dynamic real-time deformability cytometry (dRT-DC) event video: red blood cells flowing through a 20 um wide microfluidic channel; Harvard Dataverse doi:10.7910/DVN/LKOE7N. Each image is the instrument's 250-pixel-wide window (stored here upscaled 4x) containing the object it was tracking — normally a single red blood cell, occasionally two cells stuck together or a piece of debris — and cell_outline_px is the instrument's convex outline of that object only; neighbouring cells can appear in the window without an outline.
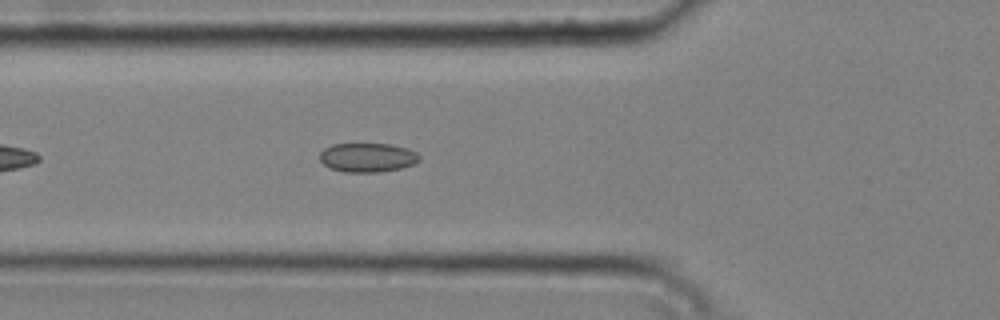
{"species": "common noctule bat (a hibernating species)", "species_latin": "Nyctalus noctula", "temperature_condition": "cold", "stored_images_in_passage": 39, "camera_frame_rate_fps": 3000, "um_per_image_px": 0.085, "animal": {"sex": "male", "body_mass_g": 20.4}, "frame": {"image": 1, "passage_image": 7, "time_ms": 2.0, "image_size_px": [1000, 320], "cell_outline_px": [[420, 160], [412, 164], [400, 168], [380, 172], [344, 172], [332, 168], [324, 164], [320, 160], [320, 152], [324, 148], [332, 144], [388, 144], [408, 148], [416, 152], [420, 156]], "centroid_in_image_um": [31.24, 13.38], "position_along_channel_um": 94.6, "area_um2": 16.82}}
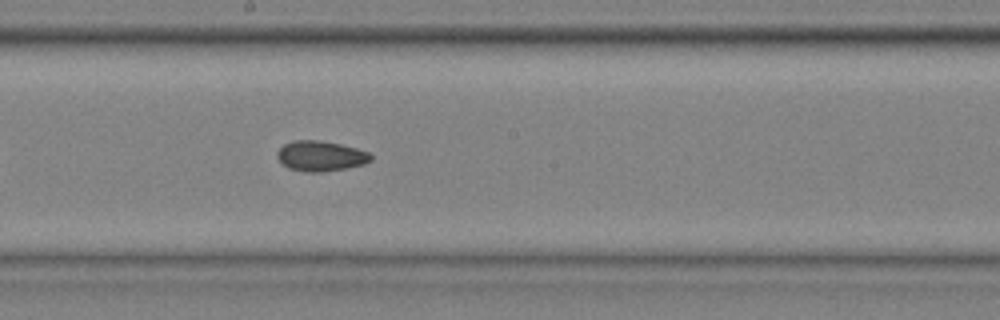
{"frame": {"image": 2, "passage_image": 17, "time_ms": 5.333, "image_size_px": [1000, 320], "cell_outline_px": [[372, 160], [364, 164], [348, 168], [320, 172], [304, 172], [288, 168], [276, 156], [276, 152], [284, 144], [292, 140], [320, 140], [340, 144], [356, 148], [368, 152], [372, 156]], "centroid_in_image_um": [27.25, 13.26], "position_along_channel_um": 221.0, "area_um2": 16.59}}
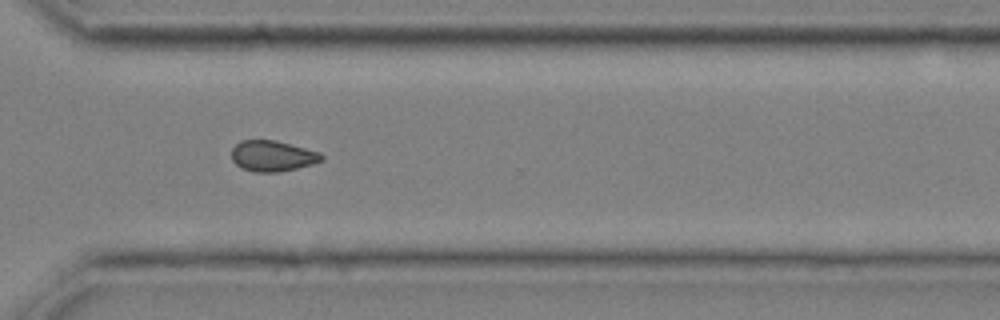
{"frame": {"image": 3, "passage_image": 27, "time_ms": 8.667, "image_size_px": [1000, 320], "cell_outline_px": [[324, 160], [312, 164], [296, 168], [276, 172], [256, 172], [240, 168], [232, 160], [232, 148], [240, 140], [276, 140], [320, 152], [324, 156]], "centroid_in_image_um": [23.16, 13.25], "position_along_channel_um": 347.4, "area_um2": 16.18}, "authors_computed_cell_mechanics": {"area_um2": 16.3574, "velocity_mm_per_s": 3.7859, "shape_relaxation_time_tau1_ms": 3.8087, "shape_relaxation_time_tau2_ms": null, "deformation_change_tau1": 0.0546, "deformation_change_tau2": null}}